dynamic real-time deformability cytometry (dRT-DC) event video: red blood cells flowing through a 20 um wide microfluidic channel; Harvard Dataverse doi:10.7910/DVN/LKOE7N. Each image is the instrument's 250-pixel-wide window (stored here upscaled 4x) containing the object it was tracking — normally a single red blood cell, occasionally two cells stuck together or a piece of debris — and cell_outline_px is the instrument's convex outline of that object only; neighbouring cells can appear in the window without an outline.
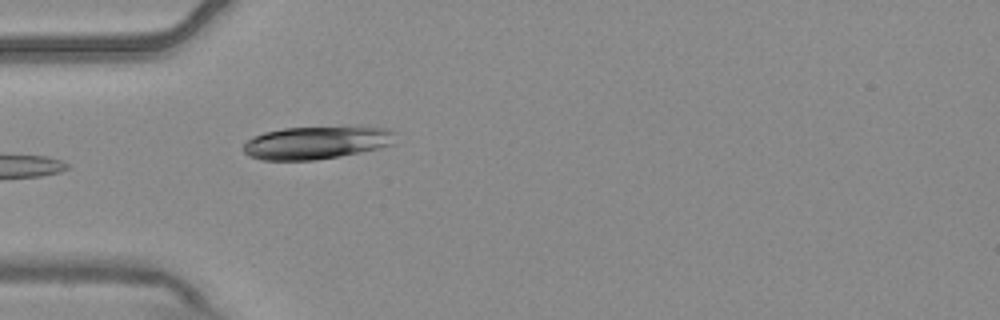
{"species": "common noctule bat (a hibernating species)", "species_latin": "Nyctalus noctula", "temperature_condition": "warm", "stored_images_in_passage": 5, "camera_frame_rate_fps": 3000, "um_per_image_px": 0.085, "animal": {"sex": "male", "body_mass_g": 20.4}, "frame": {"image": 1, "passage_image": 5, "time_ms": 1.333, "image_size_px": [1000, 320], "cell_outline_px": [[396, 132], [392, 144], [360, 152], [340, 156], [316, 160], [264, 160], [248, 156], [244, 152], [244, 144], [252, 136], [264, 132], [284, 128], [388, 128]], "centroid_in_image_um": [26.84, 12.14], "position_along_channel_um": 58.2, "area_um2": 28.5}}